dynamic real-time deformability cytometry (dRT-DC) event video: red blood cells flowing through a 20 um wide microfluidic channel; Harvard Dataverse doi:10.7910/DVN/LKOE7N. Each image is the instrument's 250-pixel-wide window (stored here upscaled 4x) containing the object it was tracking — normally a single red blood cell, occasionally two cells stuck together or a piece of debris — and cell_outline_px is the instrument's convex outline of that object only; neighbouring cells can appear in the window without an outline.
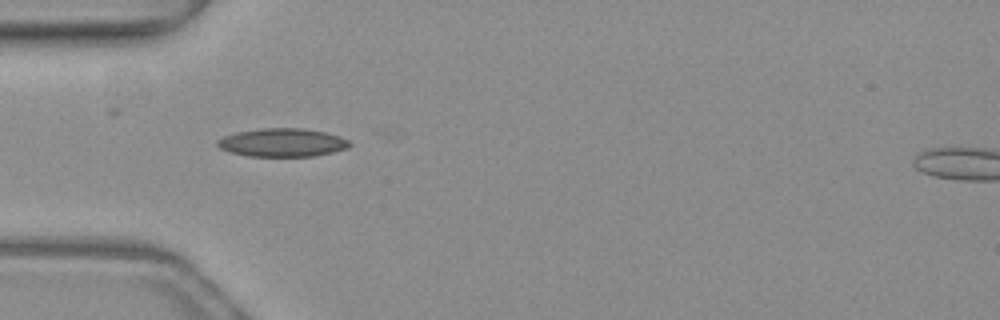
{"species": "common noctule bat (a hibernating species)", "species_latin": "Nyctalus noctula", "temperature_condition": "warm", "stored_images_in_passage": 3, "camera_frame_rate_fps": 3000, "um_per_image_px": 0.085, "animal": {"sex": "female", "body_mass_g": 19.3, "forearm_length_mm": 54.1}, "frame": {"image": 1, "passage_image": 1, "time_ms": 0.0, "image_size_px": [1000, 320], "cell_outline_px": [[352, 144], [348, 148], [316, 156], [248, 156], [228, 152], [220, 148], [216, 144], [216, 140], [224, 136], [236, 132], [264, 128], [304, 128], [324, 132], [340, 136], [348, 140]], "centroid_in_image_um": [23.99, 12.12], "position_along_channel_um": 61.0, "area_um2": 21.91}}